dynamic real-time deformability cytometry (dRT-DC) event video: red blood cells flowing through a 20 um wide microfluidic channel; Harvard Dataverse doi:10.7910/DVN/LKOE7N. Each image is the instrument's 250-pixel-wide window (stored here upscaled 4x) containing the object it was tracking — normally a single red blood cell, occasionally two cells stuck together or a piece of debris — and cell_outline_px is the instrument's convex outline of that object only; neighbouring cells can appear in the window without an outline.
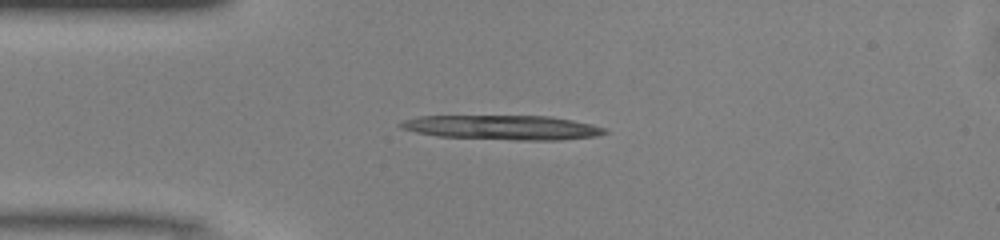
{"species": "common noctule bat (a hibernating species)", "species_latin": "Nyctalus noctula", "temperature_condition": "warm", "stored_images_in_passage": 38, "camera_frame_rate_fps": 3000, "um_per_image_px": 0.085, "animal": {"sex": "male", "body_mass_g": 13.0, "forearm_length_mm": 53.1}, "frame": {"image": 1, "passage_image": 1, "time_ms": 0.0, "image_size_px": [1000, 240], "cell_outline_px": [[608, 132], [596, 136], [560, 140], [512, 140], [436, 136], [416, 132], [400, 128], [396, 124], [404, 120], [416, 116], [552, 116], [592, 124], [608, 128]], "centroid_in_image_um": [42.72, 10.83], "position_along_channel_um": 42.3, "area_um2": 29.36}, "authors_computed_cell_mechanics": {"area_um2": 18.3515, "velocity_mm_per_s": 4.1162, "shape_relaxation_time_tau1_ms": 6.4664, "shape_relaxation_time_tau2_ms": 5.6369, "deformation_change_tau1": 0.1629, "deformation_change_tau2": 0.2025}}